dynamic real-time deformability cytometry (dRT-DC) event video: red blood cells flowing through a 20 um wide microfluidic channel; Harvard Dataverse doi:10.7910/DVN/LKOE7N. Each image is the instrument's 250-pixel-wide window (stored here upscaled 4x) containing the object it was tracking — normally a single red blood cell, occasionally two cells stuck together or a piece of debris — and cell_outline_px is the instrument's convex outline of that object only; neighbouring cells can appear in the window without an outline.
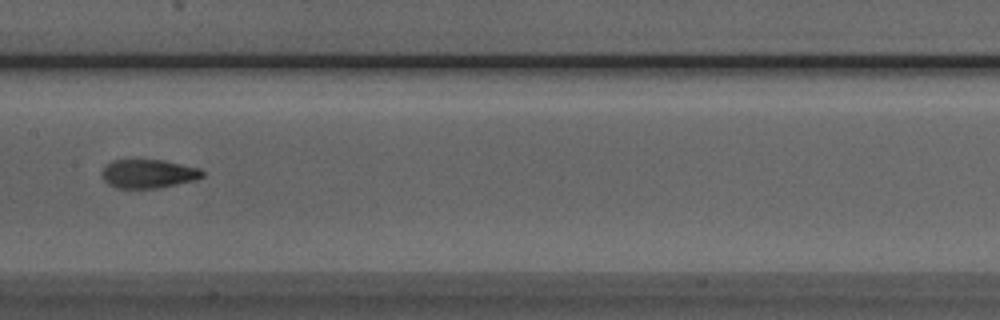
{"species": "Egyptian fruit bat (a non-hibernating species)", "species_latin": "Rousettus aegyptiacus", "temperature_condition": "room temperature", "stored_images_in_passage": 5, "camera_frame_rate_fps": 3000, "um_per_image_px": 0.085, "animal": {"sex": "male"}, "frame": {"image": 1, "passage_image": 5, "time_ms": 4.667, "image_size_px": [1000, 320], "cell_outline_px": [[204, 176], [196, 180], [160, 188], [116, 188], [108, 184], [100, 176], [104, 168], [112, 160], [164, 160], [200, 168], [204, 172]], "centroid_in_image_um": [12.63, 14.77], "position_along_channel_um": 194.8, "area_um2": 16.94}}